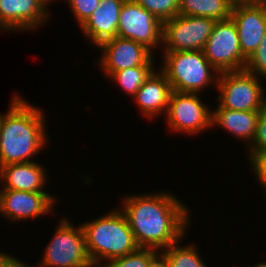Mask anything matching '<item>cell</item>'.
<instances>
[{
    "label": "cell",
    "mask_w": 266,
    "mask_h": 267,
    "mask_svg": "<svg viewBox=\"0 0 266 267\" xmlns=\"http://www.w3.org/2000/svg\"><path fill=\"white\" fill-rule=\"evenodd\" d=\"M123 199L124 210L121 211L127 217L139 248L159 252L184 237L189 212L176 196L161 192L129 195Z\"/></svg>",
    "instance_id": "6da1fadb"
},
{
    "label": "cell",
    "mask_w": 266,
    "mask_h": 267,
    "mask_svg": "<svg viewBox=\"0 0 266 267\" xmlns=\"http://www.w3.org/2000/svg\"><path fill=\"white\" fill-rule=\"evenodd\" d=\"M11 102L0 126V167L33 162L30 157L42 149L47 139L43 112L17 95Z\"/></svg>",
    "instance_id": "7a4b0ae2"
},
{
    "label": "cell",
    "mask_w": 266,
    "mask_h": 267,
    "mask_svg": "<svg viewBox=\"0 0 266 267\" xmlns=\"http://www.w3.org/2000/svg\"><path fill=\"white\" fill-rule=\"evenodd\" d=\"M110 212L81 225L87 253L95 267H99L102 259L126 256L139 248L125 214L119 209Z\"/></svg>",
    "instance_id": "3957f363"
},
{
    "label": "cell",
    "mask_w": 266,
    "mask_h": 267,
    "mask_svg": "<svg viewBox=\"0 0 266 267\" xmlns=\"http://www.w3.org/2000/svg\"><path fill=\"white\" fill-rule=\"evenodd\" d=\"M161 72L172 90L182 93H199L208 85L217 84L212 72L218 71L209 63L203 51H165ZM203 88V89H202Z\"/></svg>",
    "instance_id": "277c9868"
},
{
    "label": "cell",
    "mask_w": 266,
    "mask_h": 267,
    "mask_svg": "<svg viewBox=\"0 0 266 267\" xmlns=\"http://www.w3.org/2000/svg\"><path fill=\"white\" fill-rule=\"evenodd\" d=\"M216 87L217 108L237 111H261L266 107L264 90L258 76L246 70L222 72L218 74Z\"/></svg>",
    "instance_id": "5b68a950"
},
{
    "label": "cell",
    "mask_w": 266,
    "mask_h": 267,
    "mask_svg": "<svg viewBox=\"0 0 266 267\" xmlns=\"http://www.w3.org/2000/svg\"><path fill=\"white\" fill-rule=\"evenodd\" d=\"M52 241L45 248L41 267H94L86 249L82 226L77 228L62 219Z\"/></svg>",
    "instance_id": "8992f818"
},
{
    "label": "cell",
    "mask_w": 266,
    "mask_h": 267,
    "mask_svg": "<svg viewBox=\"0 0 266 267\" xmlns=\"http://www.w3.org/2000/svg\"><path fill=\"white\" fill-rule=\"evenodd\" d=\"M203 52L218 73L245 70L247 59L241 52L237 27L231 17L216 21Z\"/></svg>",
    "instance_id": "52a82bcc"
},
{
    "label": "cell",
    "mask_w": 266,
    "mask_h": 267,
    "mask_svg": "<svg viewBox=\"0 0 266 267\" xmlns=\"http://www.w3.org/2000/svg\"><path fill=\"white\" fill-rule=\"evenodd\" d=\"M216 20L177 15L163 22L164 51H203Z\"/></svg>",
    "instance_id": "ba28073f"
},
{
    "label": "cell",
    "mask_w": 266,
    "mask_h": 267,
    "mask_svg": "<svg viewBox=\"0 0 266 267\" xmlns=\"http://www.w3.org/2000/svg\"><path fill=\"white\" fill-rule=\"evenodd\" d=\"M163 23L135 0H125L119 16L117 36L134 40L153 52L162 46Z\"/></svg>",
    "instance_id": "9c48e42d"
},
{
    "label": "cell",
    "mask_w": 266,
    "mask_h": 267,
    "mask_svg": "<svg viewBox=\"0 0 266 267\" xmlns=\"http://www.w3.org/2000/svg\"><path fill=\"white\" fill-rule=\"evenodd\" d=\"M197 93L172 91L166 111L170 129L192 135L211 127L212 112Z\"/></svg>",
    "instance_id": "30bf717a"
},
{
    "label": "cell",
    "mask_w": 266,
    "mask_h": 267,
    "mask_svg": "<svg viewBox=\"0 0 266 267\" xmlns=\"http://www.w3.org/2000/svg\"><path fill=\"white\" fill-rule=\"evenodd\" d=\"M103 52L100 64L108 77L116 71L136 66H153V52L131 39L114 37L98 46Z\"/></svg>",
    "instance_id": "8fae6325"
},
{
    "label": "cell",
    "mask_w": 266,
    "mask_h": 267,
    "mask_svg": "<svg viewBox=\"0 0 266 267\" xmlns=\"http://www.w3.org/2000/svg\"><path fill=\"white\" fill-rule=\"evenodd\" d=\"M54 202L46 192L0 191V213L15 222L50 213Z\"/></svg>",
    "instance_id": "7c38bea8"
},
{
    "label": "cell",
    "mask_w": 266,
    "mask_h": 267,
    "mask_svg": "<svg viewBox=\"0 0 266 267\" xmlns=\"http://www.w3.org/2000/svg\"><path fill=\"white\" fill-rule=\"evenodd\" d=\"M230 17L237 27L241 52L248 59L266 34V8L259 4L237 6Z\"/></svg>",
    "instance_id": "4fadbf2b"
},
{
    "label": "cell",
    "mask_w": 266,
    "mask_h": 267,
    "mask_svg": "<svg viewBox=\"0 0 266 267\" xmlns=\"http://www.w3.org/2000/svg\"><path fill=\"white\" fill-rule=\"evenodd\" d=\"M47 11L41 0H0V29L35 30L47 20Z\"/></svg>",
    "instance_id": "5bb4252c"
},
{
    "label": "cell",
    "mask_w": 266,
    "mask_h": 267,
    "mask_svg": "<svg viewBox=\"0 0 266 267\" xmlns=\"http://www.w3.org/2000/svg\"><path fill=\"white\" fill-rule=\"evenodd\" d=\"M125 0H101L99 6L81 26L86 37L99 46L117 37L120 11Z\"/></svg>",
    "instance_id": "9a60e30c"
},
{
    "label": "cell",
    "mask_w": 266,
    "mask_h": 267,
    "mask_svg": "<svg viewBox=\"0 0 266 267\" xmlns=\"http://www.w3.org/2000/svg\"><path fill=\"white\" fill-rule=\"evenodd\" d=\"M154 71L143 83L141 88L132 97L142 111V114L149 118L162 111L166 114L172 87L166 76L159 70Z\"/></svg>",
    "instance_id": "2e32d148"
},
{
    "label": "cell",
    "mask_w": 266,
    "mask_h": 267,
    "mask_svg": "<svg viewBox=\"0 0 266 267\" xmlns=\"http://www.w3.org/2000/svg\"><path fill=\"white\" fill-rule=\"evenodd\" d=\"M46 171L36 162L8 164L0 167V179L5 182L2 190L45 192Z\"/></svg>",
    "instance_id": "e0dca14e"
},
{
    "label": "cell",
    "mask_w": 266,
    "mask_h": 267,
    "mask_svg": "<svg viewBox=\"0 0 266 267\" xmlns=\"http://www.w3.org/2000/svg\"><path fill=\"white\" fill-rule=\"evenodd\" d=\"M260 111H237L226 108H217L212 111L211 125L234 134L239 139H244L250 145L256 135L257 120Z\"/></svg>",
    "instance_id": "ac0fdd59"
},
{
    "label": "cell",
    "mask_w": 266,
    "mask_h": 267,
    "mask_svg": "<svg viewBox=\"0 0 266 267\" xmlns=\"http://www.w3.org/2000/svg\"><path fill=\"white\" fill-rule=\"evenodd\" d=\"M231 10L226 0H179L178 15L208 17L218 21L230 18Z\"/></svg>",
    "instance_id": "d6986e66"
},
{
    "label": "cell",
    "mask_w": 266,
    "mask_h": 267,
    "mask_svg": "<svg viewBox=\"0 0 266 267\" xmlns=\"http://www.w3.org/2000/svg\"><path fill=\"white\" fill-rule=\"evenodd\" d=\"M177 244L161 251L169 267H206L194 245L181 247Z\"/></svg>",
    "instance_id": "ffe728a7"
},
{
    "label": "cell",
    "mask_w": 266,
    "mask_h": 267,
    "mask_svg": "<svg viewBox=\"0 0 266 267\" xmlns=\"http://www.w3.org/2000/svg\"><path fill=\"white\" fill-rule=\"evenodd\" d=\"M153 72V66H136L113 72L109 77L117 82L125 92L134 96Z\"/></svg>",
    "instance_id": "44dd1931"
},
{
    "label": "cell",
    "mask_w": 266,
    "mask_h": 267,
    "mask_svg": "<svg viewBox=\"0 0 266 267\" xmlns=\"http://www.w3.org/2000/svg\"><path fill=\"white\" fill-rule=\"evenodd\" d=\"M158 254L154 249L138 248L126 256L108 260L107 264H100L99 267H148Z\"/></svg>",
    "instance_id": "7402d4cb"
},
{
    "label": "cell",
    "mask_w": 266,
    "mask_h": 267,
    "mask_svg": "<svg viewBox=\"0 0 266 267\" xmlns=\"http://www.w3.org/2000/svg\"><path fill=\"white\" fill-rule=\"evenodd\" d=\"M162 23L178 15L179 0H135Z\"/></svg>",
    "instance_id": "603a6c76"
},
{
    "label": "cell",
    "mask_w": 266,
    "mask_h": 267,
    "mask_svg": "<svg viewBox=\"0 0 266 267\" xmlns=\"http://www.w3.org/2000/svg\"><path fill=\"white\" fill-rule=\"evenodd\" d=\"M245 70L266 79V34L256 51L247 59Z\"/></svg>",
    "instance_id": "cb8c5ba5"
},
{
    "label": "cell",
    "mask_w": 266,
    "mask_h": 267,
    "mask_svg": "<svg viewBox=\"0 0 266 267\" xmlns=\"http://www.w3.org/2000/svg\"><path fill=\"white\" fill-rule=\"evenodd\" d=\"M101 0H67L71 11L81 27L99 6Z\"/></svg>",
    "instance_id": "d4e9b609"
},
{
    "label": "cell",
    "mask_w": 266,
    "mask_h": 267,
    "mask_svg": "<svg viewBox=\"0 0 266 267\" xmlns=\"http://www.w3.org/2000/svg\"><path fill=\"white\" fill-rule=\"evenodd\" d=\"M249 148V157L252 154L266 152V107L260 111L257 120L256 135Z\"/></svg>",
    "instance_id": "484cf974"
},
{
    "label": "cell",
    "mask_w": 266,
    "mask_h": 267,
    "mask_svg": "<svg viewBox=\"0 0 266 267\" xmlns=\"http://www.w3.org/2000/svg\"><path fill=\"white\" fill-rule=\"evenodd\" d=\"M253 172L257 175V180L265 189L266 192V152L252 154L249 157Z\"/></svg>",
    "instance_id": "4316f807"
},
{
    "label": "cell",
    "mask_w": 266,
    "mask_h": 267,
    "mask_svg": "<svg viewBox=\"0 0 266 267\" xmlns=\"http://www.w3.org/2000/svg\"><path fill=\"white\" fill-rule=\"evenodd\" d=\"M0 267H30V266L25 265L19 259L17 260L13 256L6 253L3 254L2 257L0 258Z\"/></svg>",
    "instance_id": "83f0119b"
},
{
    "label": "cell",
    "mask_w": 266,
    "mask_h": 267,
    "mask_svg": "<svg viewBox=\"0 0 266 267\" xmlns=\"http://www.w3.org/2000/svg\"><path fill=\"white\" fill-rule=\"evenodd\" d=\"M228 4L233 8L237 6L257 5L259 0H226Z\"/></svg>",
    "instance_id": "f1b7e54d"
},
{
    "label": "cell",
    "mask_w": 266,
    "mask_h": 267,
    "mask_svg": "<svg viewBox=\"0 0 266 267\" xmlns=\"http://www.w3.org/2000/svg\"><path fill=\"white\" fill-rule=\"evenodd\" d=\"M148 267H169L164 257L158 254L149 264Z\"/></svg>",
    "instance_id": "f546056e"
},
{
    "label": "cell",
    "mask_w": 266,
    "mask_h": 267,
    "mask_svg": "<svg viewBox=\"0 0 266 267\" xmlns=\"http://www.w3.org/2000/svg\"><path fill=\"white\" fill-rule=\"evenodd\" d=\"M259 5H262L266 8V0H259Z\"/></svg>",
    "instance_id": "4dcf8cb0"
},
{
    "label": "cell",
    "mask_w": 266,
    "mask_h": 267,
    "mask_svg": "<svg viewBox=\"0 0 266 267\" xmlns=\"http://www.w3.org/2000/svg\"><path fill=\"white\" fill-rule=\"evenodd\" d=\"M254 267H266V262H262L260 264H257L256 266Z\"/></svg>",
    "instance_id": "1f68e13d"
},
{
    "label": "cell",
    "mask_w": 266,
    "mask_h": 267,
    "mask_svg": "<svg viewBox=\"0 0 266 267\" xmlns=\"http://www.w3.org/2000/svg\"><path fill=\"white\" fill-rule=\"evenodd\" d=\"M43 3H44V5L47 7V5H48V3H50L51 1H53V0H41Z\"/></svg>",
    "instance_id": "d6a6232c"
},
{
    "label": "cell",
    "mask_w": 266,
    "mask_h": 267,
    "mask_svg": "<svg viewBox=\"0 0 266 267\" xmlns=\"http://www.w3.org/2000/svg\"><path fill=\"white\" fill-rule=\"evenodd\" d=\"M3 117H4V115L0 114V126H1V122H2Z\"/></svg>",
    "instance_id": "836d02e7"
}]
</instances>
